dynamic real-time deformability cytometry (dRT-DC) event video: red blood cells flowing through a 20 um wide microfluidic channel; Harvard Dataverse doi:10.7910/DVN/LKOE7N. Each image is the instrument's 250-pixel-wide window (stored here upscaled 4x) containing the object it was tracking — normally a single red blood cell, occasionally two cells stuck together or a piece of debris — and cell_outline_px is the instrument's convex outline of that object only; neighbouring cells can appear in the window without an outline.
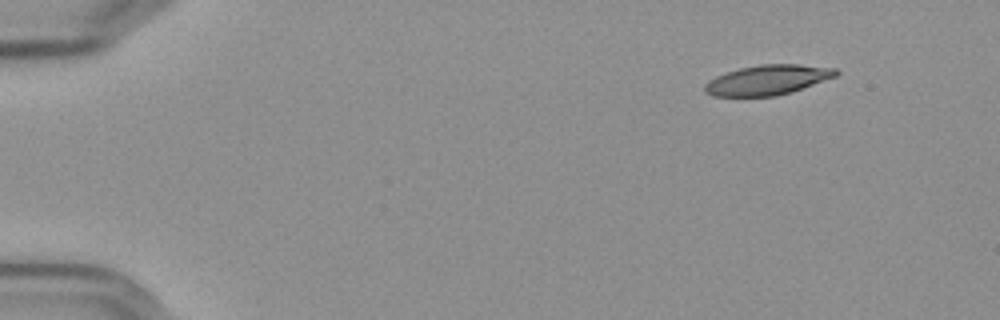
{"species": "Egyptian fruit bat (a non-hibernating species)", "species_latin": "Rousettus aegyptiacus", "temperature_condition": "cold", "stored_images_in_passage": 52, "camera_frame_rate_fps": 3000, "um_per_image_px": 0.085, "frame": {"image": 1, "passage_image": 1, "time_ms": 0.0, "image_size_px": [1000, 320], "cell_outline_px": [[840, 72], [836, 76], [792, 92], [776, 96], [712, 96], [704, 92], [704, 84], [708, 80], [724, 72], [740, 68], [760, 64], [800, 64], [836, 68]], "centroid_in_image_um": [65.23, 6.79], "position_along_channel_um": 19.8, "area_um2": 23.06}}
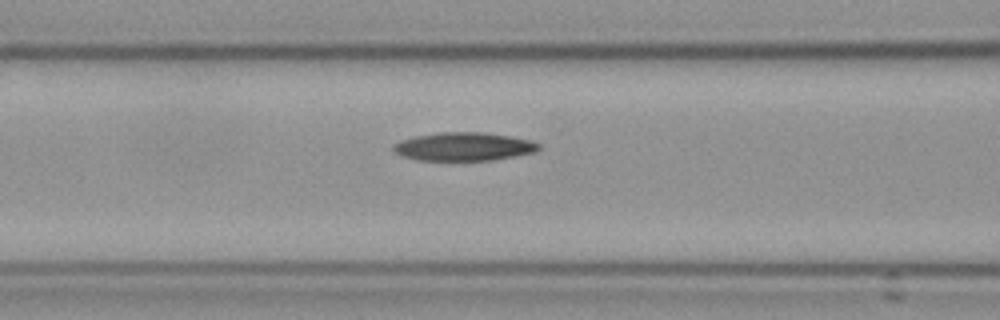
{"frame": {"image": 2, "passage_image": 19, "time_ms": 6.0, "image_size_px": [1000, 320], "cell_outline_px": [[540, 148], [536, 152], [492, 160], [416, 160], [400, 156], [392, 148], [392, 144], [400, 140], [416, 136], [440, 132], [484, 132], [512, 136], [532, 140], [540, 144]], "centroid_in_image_um": [39.42, 12.45], "position_along_channel_um": 127.2, "area_um2": 24.22}}
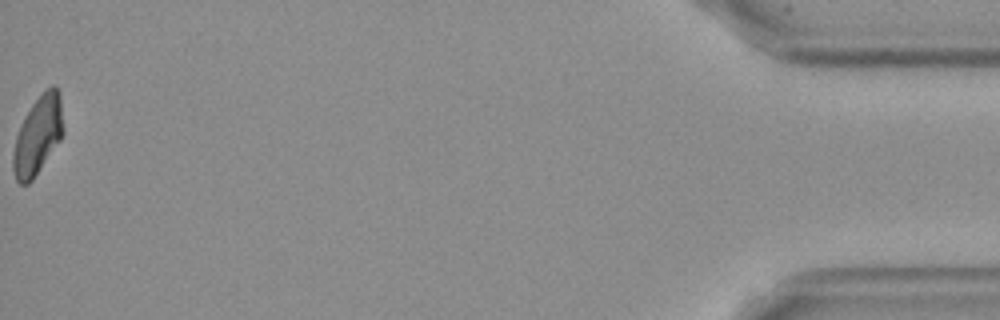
{"frame": {"image": 3, "passage_image": 52, "time_ms": 17.0, "image_size_px": [1000, 320], "cell_outline_px": [[64, 132], [60, 140], [32, 180], [28, 184], [20, 184], [16, 180], [12, 168], [12, 152], [16, 136], [24, 116], [32, 104], [44, 88], [52, 84], [60, 92], [64, 128]], "centroid_in_image_um": [3.22, 11.47], "position_along_channel_um": 432.0, "area_um2": 23.12}}